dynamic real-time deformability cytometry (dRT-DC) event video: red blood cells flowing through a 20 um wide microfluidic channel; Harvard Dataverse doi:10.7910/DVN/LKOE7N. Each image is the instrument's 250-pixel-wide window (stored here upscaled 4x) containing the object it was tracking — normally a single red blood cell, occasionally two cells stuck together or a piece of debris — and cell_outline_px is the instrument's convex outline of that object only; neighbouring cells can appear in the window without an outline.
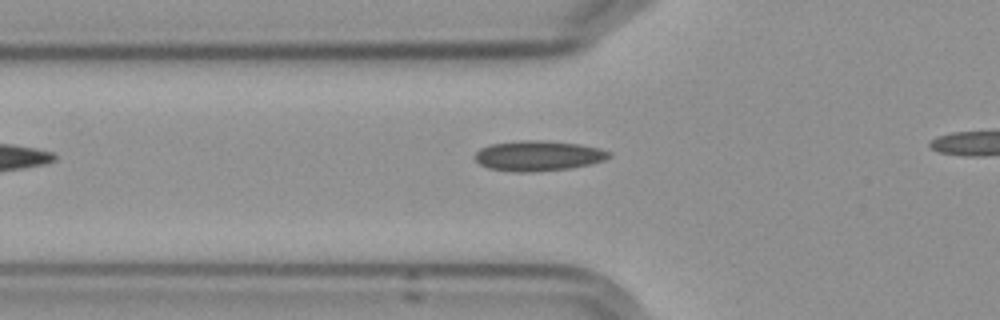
{"species": "Egyptian fruit bat (a non-hibernating species)", "species_latin": "Rousettus aegyptiacus", "temperature_condition": "cold", "stored_images_in_passage": 6, "camera_frame_rate_fps": 3000, "um_per_image_px": 0.085, "frame": {"image": 1, "passage_image": 4, "time_ms": 3.667, "image_size_px": [1000, 320], "cell_outline_px": [[612, 156], [604, 160], [572, 168], [532, 172], [512, 172], [488, 168], [480, 164], [476, 160], [476, 152], [480, 148], [492, 144], [524, 140], [540, 140], [580, 144], [600, 148], [612, 152]], "centroid_in_image_um": [45.78, 13.24], "position_along_channel_um": 80.0, "area_um2": 23.64}}